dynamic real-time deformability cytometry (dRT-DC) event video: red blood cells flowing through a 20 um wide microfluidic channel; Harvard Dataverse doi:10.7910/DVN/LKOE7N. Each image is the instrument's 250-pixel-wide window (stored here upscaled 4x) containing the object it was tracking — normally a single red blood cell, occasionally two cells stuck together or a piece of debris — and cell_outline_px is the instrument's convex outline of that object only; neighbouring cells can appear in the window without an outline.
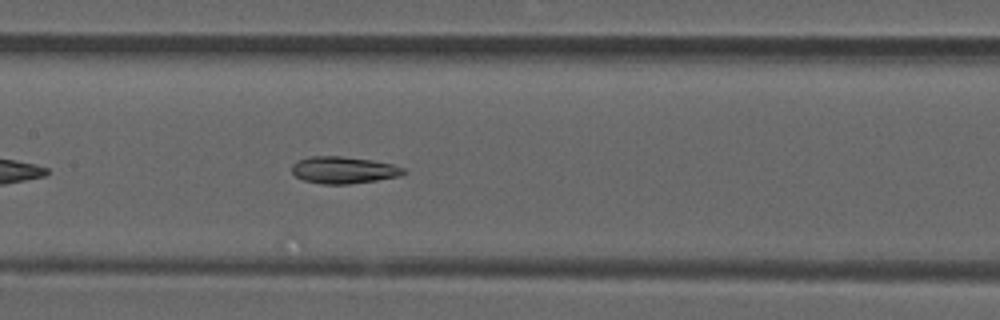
{"species": "common noctule bat (a hibernating species)", "species_latin": "Nyctalus noctula", "temperature_condition": "room temperature", "stored_images_in_passage": 39, "camera_frame_rate_fps": 3000, "um_per_image_px": 0.085, "animal": {"sex": "male", "forearm_length_mm": 52.5}, "frame": {"image": 1, "passage_image": 12, "time_ms": 3.667, "image_size_px": [1000, 320], "cell_outline_px": [[408, 172], [400, 176], [376, 180], [348, 184], [320, 184], [304, 180], [296, 176], [292, 172], [292, 164], [296, 160], [312, 156], [340, 156], [372, 160], [392, 164], [404, 168]], "centroid_in_image_um": [29.2, 14.45], "position_along_channel_um": 178.2, "area_um2": 17.57}, "authors_computed_cell_mechanics": {"area_um2": 17.3978, "velocity_mm_per_s": 3.8661, "shape_relaxation_time_tau1_ms": null, "shape_relaxation_time_tau2_ms": 3.586, "deformation_change_tau1": null, "deformation_change_tau2": 0.0803}}